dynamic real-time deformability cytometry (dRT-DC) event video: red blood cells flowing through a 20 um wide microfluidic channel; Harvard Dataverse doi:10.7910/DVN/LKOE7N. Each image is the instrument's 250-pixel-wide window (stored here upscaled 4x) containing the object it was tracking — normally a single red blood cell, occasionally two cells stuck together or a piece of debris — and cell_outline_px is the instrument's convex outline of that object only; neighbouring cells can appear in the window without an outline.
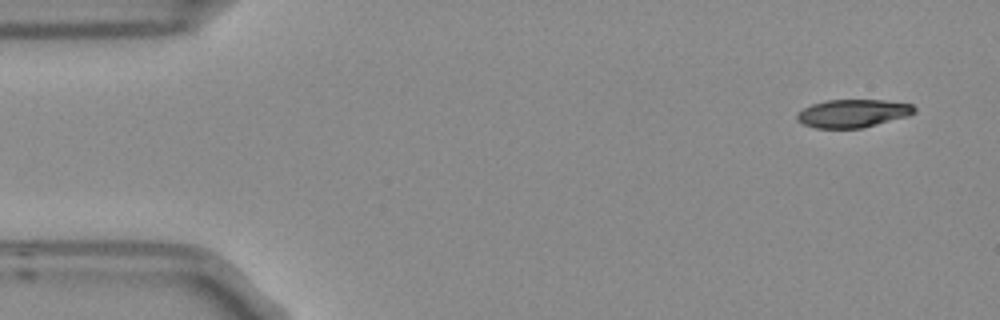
{"species": "Egyptian fruit bat (a non-hibernating species)", "species_latin": "Rousettus aegyptiacus", "temperature_condition": "room temperature", "stored_images_in_passage": 5, "segment_of_instrument_passage": [1, 2], "camera_frame_rate_fps": 3000, "um_per_image_px": 0.085, "frame": {"image": 1, "passage_image": 1, "time_ms": 0.0, "image_size_px": [1000, 320], "cell_outline_px": [[916, 112], [908, 116], [860, 128], [816, 128], [804, 124], [796, 120], [796, 112], [812, 104], [828, 100], [884, 100], [912, 104], [916, 108]], "centroid_in_image_um": [72.48, 9.63], "position_along_channel_um": 12.5, "area_um2": 19.13}}
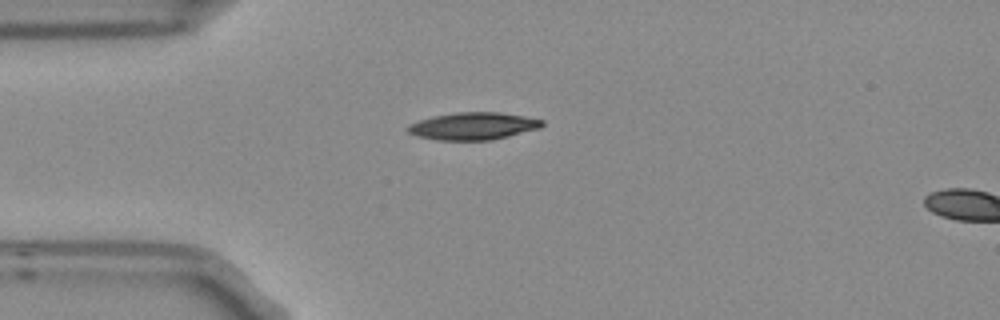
{"frame": {"image": 2, "passage_image": 4, "time_ms": 1.0, "image_size_px": [1000, 320], "cell_outline_px": [[544, 124], [540, 128], [492, 140], [436, 140], [416, 136], [408, 132], [404, 128], [408, 124], [432, 116], [456, 112], [500, 112], [524, 116], [544, 120]], "centroid_in_image_um": [40.19, 10.71], "position_along_channel_um": 44.8, "area_um2": 21.56}}